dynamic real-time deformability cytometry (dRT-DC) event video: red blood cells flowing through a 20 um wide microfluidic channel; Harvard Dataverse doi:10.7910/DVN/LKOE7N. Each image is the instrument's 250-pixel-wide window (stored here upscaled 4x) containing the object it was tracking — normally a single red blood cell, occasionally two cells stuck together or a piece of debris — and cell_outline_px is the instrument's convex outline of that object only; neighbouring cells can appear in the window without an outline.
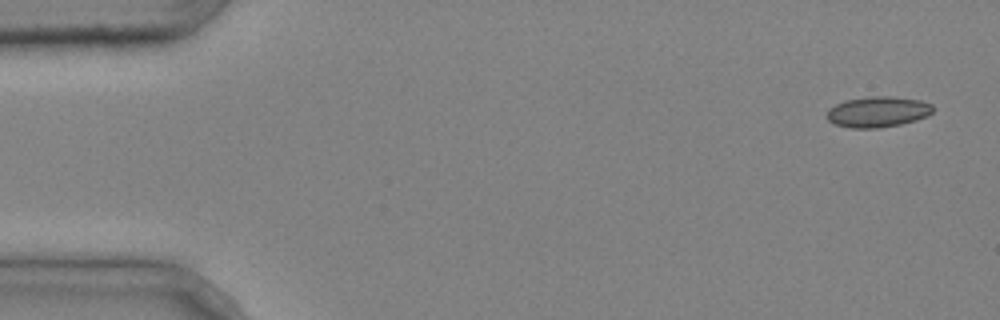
{"species": "common noctule bat (a hibernating species)", "species_latin": "Nyctalus noctula", "temperature_condition": "cold", "stored_images_in_passage": 3, "segment_of_instrument_passage": [2, 2], "camera_frame_rate_fps": 3000, "um_per_image_px": 0.085, "animal": {"sex": "male", "body_mass_g": 20.4}, "frame": {"image": 1, "passage_image": 3, "time_ms": 0.667, "image_size_px": [1000, 320], "cell_outline_px": [[932, 112], [928, 116], [916, 120], [900, 124], [880, 128], [852, 128], [836, 124], [828, 120], [828, 108], [844, 100], [868, 96], [892, 96], [920, 100], [932, 104]], "centroid_in_image_um": [74.62, 9.49], "position_along_channel_um": 10.4, "area_um2": 19.02}}